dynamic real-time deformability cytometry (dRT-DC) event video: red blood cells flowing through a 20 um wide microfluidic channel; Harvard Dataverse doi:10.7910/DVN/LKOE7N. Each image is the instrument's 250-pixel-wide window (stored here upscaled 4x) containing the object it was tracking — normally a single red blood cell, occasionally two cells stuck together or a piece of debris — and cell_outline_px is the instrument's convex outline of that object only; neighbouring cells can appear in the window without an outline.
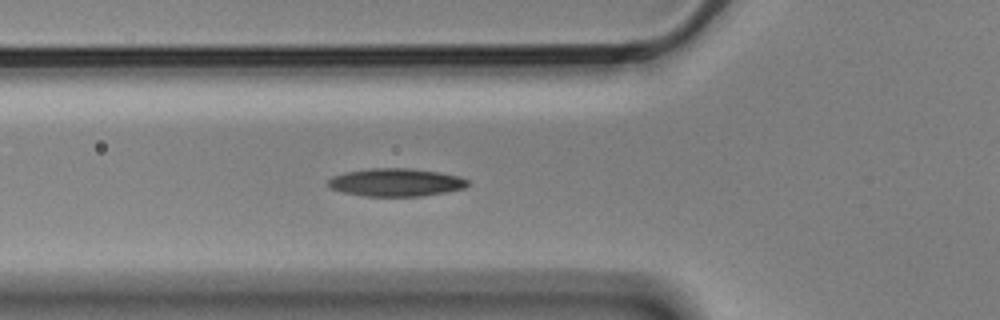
{"species": "Egyptian fruit bat (a non-hibernating species)", "species_latin": "Rousettus aegyptiacus", "temperature_condition": "cold", "stored_images_in_passage": 4, "segment_of_instrument_passage": [1, 2], "camera_frame_rate_fps": 3000, "um_per_image_px": 0.085, "animal": {"sex": "male"}, "frame": {"image": 1, "passage_image": 3, "time_ms": 0.667, "image_size_px": [1000, 320], "cell_outline_px": [[468, 184], [464, 188], [444, 192], [420, 196], [364, 196], [344, 192], [328, 188], [328, 180], [332, 176], [344, 172], [368, 168], [412, 168], [460, 176], [468, 180]], "centroid_in_image_um": [33.61, 15.49], "position_along_channel_um": 92.2, "area_um2": 22.72}}